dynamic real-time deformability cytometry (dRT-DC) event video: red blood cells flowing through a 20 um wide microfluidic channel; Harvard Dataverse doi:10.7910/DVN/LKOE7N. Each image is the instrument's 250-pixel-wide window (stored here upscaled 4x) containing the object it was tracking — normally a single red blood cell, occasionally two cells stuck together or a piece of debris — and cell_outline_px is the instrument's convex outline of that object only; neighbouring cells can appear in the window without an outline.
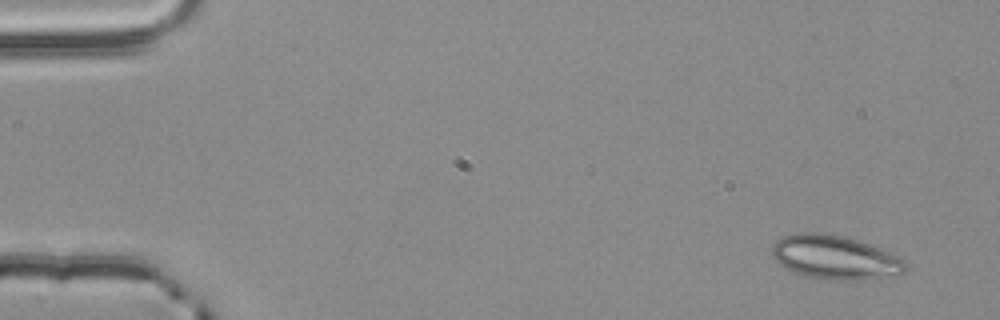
{"species": "common noctule bat (a hibernating species)", "species_latin": "Nyctalus noctula", "temperature_condition": "room temperature", "stored_images_in_passage": 4, "camera_frame_rate_fps": 3000, "um_per_image_px": 0.085, "animal": {"sex": "male", "body_mass_g": 20.4}, "frame": {"image": 1, "passage_image": 1, "time_ms": 0.0, "image_size_px": [1000, 320], "cell_outline_px": [[908, 268], [904, 272], [896, 276], [864, 280], [832, 280], [808, 276], [796, 272], [780, 264], [772, 256], [772, 248], [776, 240], [784, 236], [800, 232], [820, 232], [844, 236], [880, 248], [904, 260]], "centroid_in_image_um": [71.01, 21.88], "position_along_channel_um": 14.0, "area_um2": 34.04}}